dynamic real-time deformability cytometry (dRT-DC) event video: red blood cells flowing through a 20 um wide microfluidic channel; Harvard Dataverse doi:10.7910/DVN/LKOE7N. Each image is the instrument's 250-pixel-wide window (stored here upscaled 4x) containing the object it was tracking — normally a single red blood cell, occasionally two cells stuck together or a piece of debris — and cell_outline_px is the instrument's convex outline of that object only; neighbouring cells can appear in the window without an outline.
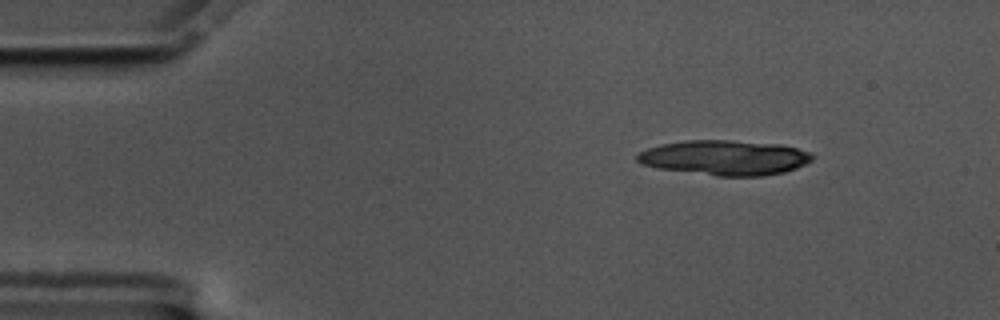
{"species": "common noctule bat (a hibernating species)", "species_latin": "Nyctalus noctula", "temperature_condition": "cold", "stored_images_in_passage": 6, "segment_of_instrument_passage": [2, 2], "camera_frame_rate_fps": 3000, "um_per_image_px": 0.085, "animal": {"sex": "male", "body_mass_g": 17.5, "forearm_length_mm": 52.3}, "frame": {"image": 1, "passage_image": 6, "time_ms": 1.667, "image_size_px": [1000, 320], "cell_outline_px": [[808, 156], [804, 160], [788, 168], [776, 172], [716, 172], [752, 148], [792, 148]], "centroid_in_image_um": [65.03, 13.65], "position_along_channel_um": 20.0, "area_um2": 10.87}}